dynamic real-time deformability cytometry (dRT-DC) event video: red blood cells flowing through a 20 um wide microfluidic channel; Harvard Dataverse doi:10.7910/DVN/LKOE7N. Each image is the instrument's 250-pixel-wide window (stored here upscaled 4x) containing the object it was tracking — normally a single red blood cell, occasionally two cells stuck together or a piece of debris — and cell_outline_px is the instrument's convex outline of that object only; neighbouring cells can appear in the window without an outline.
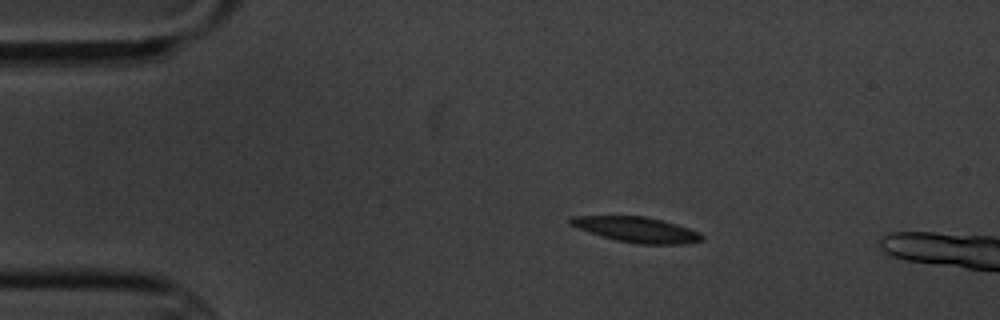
{"species": "common noctule bat (a hibernating species)", "species_latin": "Nyctalus noctula", "temperature_condition": "cold", "stored_images_in_passage": 4, "camera_frame_rate_fps": 3000, "um_per_image_px": 0.085, "animal": {"sex": "male", "body_mass_g": 20.1, "forearm_length_mm": 53.5}, "frame": {"image": 1, "passage_image": 2, "time_ms": 1.333, "image_size_px": [1000, 320], "cell_outline_px": [[704, 240], [684, 244], [640, 244], [616, 240], [568, 224], [568, 220], [572, 216], [644, 216], [664, 220], [700, 232], [704, 236]], "centroid_in_image_um": [54.18, 19.51], "position_along_channel_um": 30.8, "area_um2": 19.25}}